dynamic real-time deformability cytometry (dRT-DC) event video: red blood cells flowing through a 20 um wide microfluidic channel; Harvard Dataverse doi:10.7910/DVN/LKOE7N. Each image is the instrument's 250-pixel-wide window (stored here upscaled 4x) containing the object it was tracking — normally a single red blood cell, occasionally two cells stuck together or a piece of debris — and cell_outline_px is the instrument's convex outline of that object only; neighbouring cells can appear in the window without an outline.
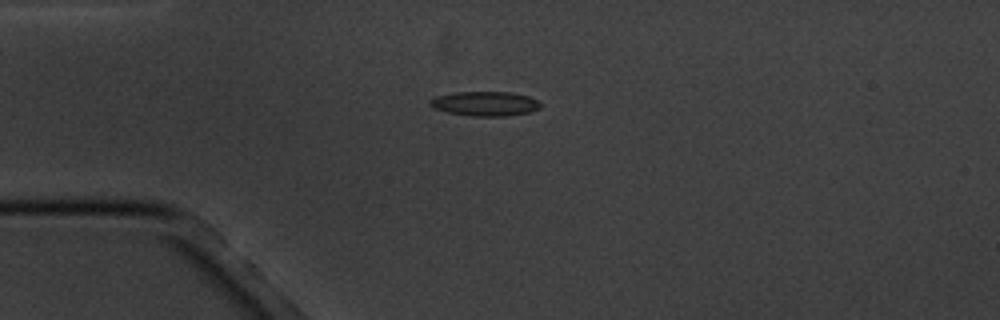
{"species": "common noctule bat (a hibernating species)", "species_latin": "Nyctalus noctula", "temperature_condition": "cold", "stored_images_in_passage": 6, "camera_frame_rate_fps": 3000, "um_per_image_px": 0.085, "animal": {"sex": "male", "body_mass_g": 20.1, "forearm_length_mm": 53.5}, "frame": {"image": 1, "passage_image": 1, "time_ms": 0.0, "image_size_px": [1000, 320], "cell_outline_px": [[540, 108], [532, 112], [504, 116], [472, 116], [448, 112], [432, 108], [428, 104], [428, 100], [436, 96], [456, 92], [512, 92], [528, 96], [536, 100], [540, 104]], "centroid_in_image_um": [41.2, 8.81], "position_along_channel_um": 43.8, "area_um2": 15.84}}
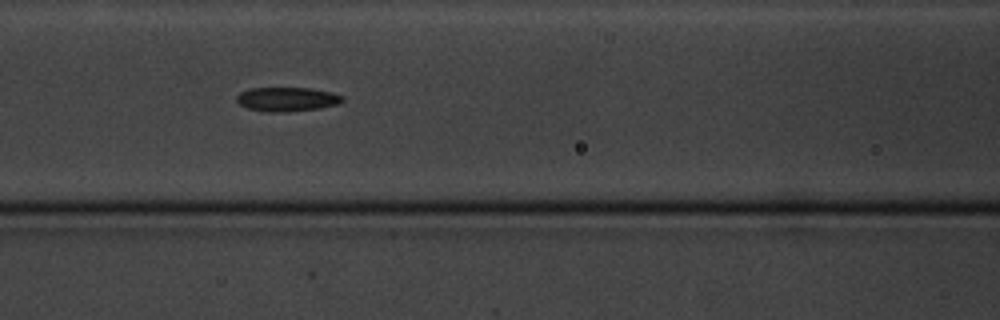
{"frame": {"image": 2, "passage_image": 4, "time_ms": 3.333, "image_size_px": [1000, 320], "cell_outline_px": [[344, 100], [336, 104], [320, 108], [288, 112], [272, 112], [248, 108], [240, 104], [236, 100], [236, 96], [240, 92], [248, 88], [312, 88], [328, 92], [340, 96]], "centroid_in_image_um": [24.34, 8.43], "position_along_channel_um": 142.3, "area_um2": 14.68}}
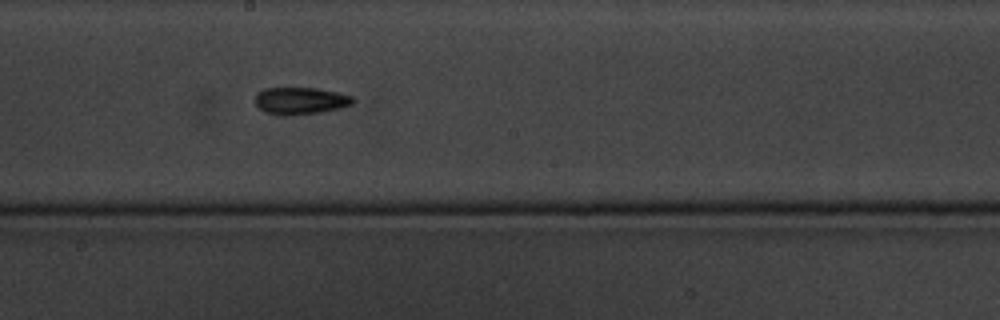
{"frame": {"image": 3, "passage_image": 6, "time_ms": 5.667, "image_size_px": [1000, 320], "cell_outline_px": [[356, 100], [352, 104], [340, 108], [320, 112], [292, 116], [280, 116], [264, 112], [256, 104], [256, 96], [264, 88], [316, 88], [336, 92], [352, 96]], "centroid_in_image_um": [25.54, 8.58], "position_along_channel_um": 222.7, "area_um2": 15.49}}